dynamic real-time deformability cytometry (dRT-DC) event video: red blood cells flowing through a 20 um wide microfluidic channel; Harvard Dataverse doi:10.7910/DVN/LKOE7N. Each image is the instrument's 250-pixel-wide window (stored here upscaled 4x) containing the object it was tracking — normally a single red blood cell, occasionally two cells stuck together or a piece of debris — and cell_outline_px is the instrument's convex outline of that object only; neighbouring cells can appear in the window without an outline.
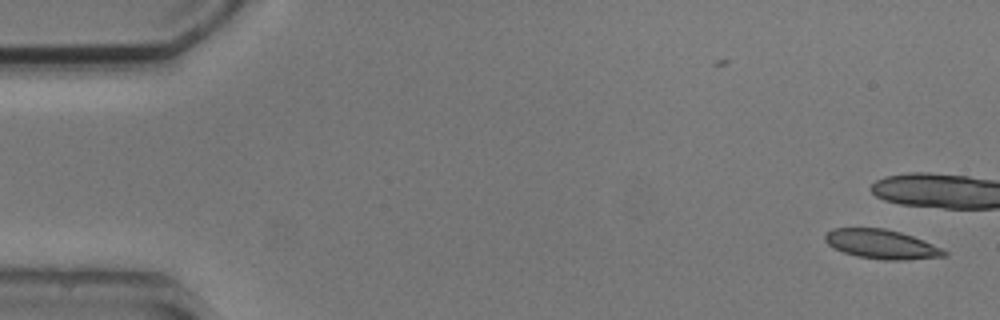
{"species": "common noctule bat (a hibernating species)", "species_latin": "Nyctalus noctula", "temperature_condition": "cold", "stored_images_in_passage": 2, "camera_frame_rate_fps": 3000, "um_per_image_px": 0.085, "animal": {"sex": "male", "body_mass_g": 20.5, "forearm_length_mm": 52.5}, "frame": {"image": 1, "passage_image": 2, "time_ms": 1.0, "image_size_px": [1000, 320], "cell_outline_px": [[948, 256], [900, 260], [884, 260], [856, 256], [844, 252], [828, 244], [824, 240], [824, 236], [832, 228], [884, 228], [900, 232], [912, 236], [932, 244], [948, 252]], "centroid_in_image_um": [74.92, 20.76], "position_along_channel_um": 10.1, "area_um2": 20.11}}